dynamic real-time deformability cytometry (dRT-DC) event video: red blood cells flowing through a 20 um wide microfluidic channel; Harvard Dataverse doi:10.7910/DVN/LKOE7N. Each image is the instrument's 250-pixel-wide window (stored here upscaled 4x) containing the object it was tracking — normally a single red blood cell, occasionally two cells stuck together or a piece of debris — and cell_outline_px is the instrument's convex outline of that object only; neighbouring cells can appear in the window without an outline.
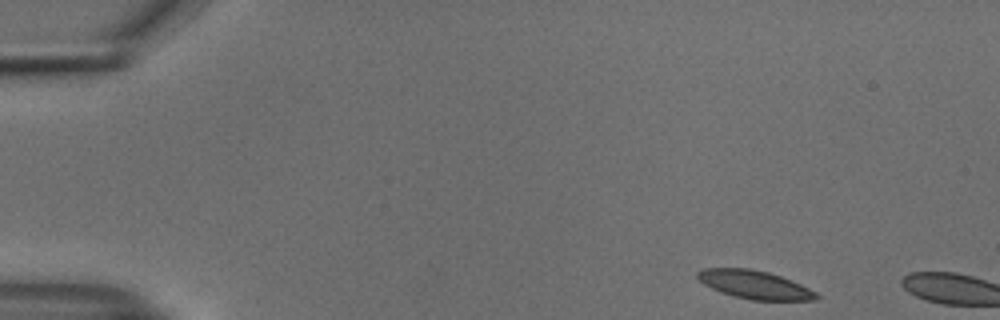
{"species": "common noctule bat (a hibernating species)", "species_latin": "Nyctalus noctula", "temperature_condition": "cold", "stored_images_in_passage": 3, "camera_frame_rate_fps": 3000, "um_per_image_px": 0.085, "animal": {"sex": "male", "body_mass_g": 18.8}, "frame": {"image": 1, "passage_image": 1, "time_ms": 0.0, "image_size_px": [1000, 320], "cell_outline_px": [[820, 296], [816, 300], [752, 300], [720, 292], [704, 284], [696, 276], [696, 272], [704, 268], [752, 268], [768, 272], [792, 280], [816, 292]], "centroid_in_image_um": [64.14, 24.19], "position_along_channel_um": 20.9, "area_um2": 19.54}}